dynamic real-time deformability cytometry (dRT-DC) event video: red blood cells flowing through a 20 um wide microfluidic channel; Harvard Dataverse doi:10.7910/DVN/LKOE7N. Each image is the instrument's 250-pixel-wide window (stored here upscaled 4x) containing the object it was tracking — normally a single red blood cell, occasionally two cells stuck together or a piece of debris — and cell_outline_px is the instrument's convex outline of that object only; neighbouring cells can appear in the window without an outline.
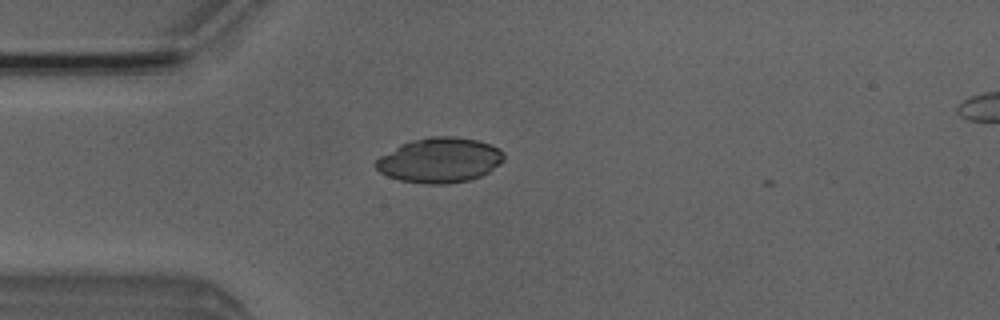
{"species": "Egyptian fruit bat (a non-hibernating species)", "species_latin": "Rousettus aegyptiacus", "temperature_condition": "room temperature", "stored_images_in_passage": 3, "camera_frame_rate_fps": 3000, "um_per_image_px": 0.085, "animal": {"sex": "male"}, "frame": {"image": 1, "passage_image": 2, "time_ms": 0.333, "image_size_px": [1000, 320], "cell_outline_px": [[504, 160], [500, 164], [488, 172], [480, 176], [468, 180], [444, 184], [424, 184], [400, 180], [388, 176], [380, 172], [372, 164], [380, 156], [400, 144], [412, 140], [432, 136], [452, 136], [476, 140], [500, 148], [504, 152]], "centroid_in_image_um": [37.36, 13.61], "position_along_channel_um": 47.6, "area_um2": 33.58}}